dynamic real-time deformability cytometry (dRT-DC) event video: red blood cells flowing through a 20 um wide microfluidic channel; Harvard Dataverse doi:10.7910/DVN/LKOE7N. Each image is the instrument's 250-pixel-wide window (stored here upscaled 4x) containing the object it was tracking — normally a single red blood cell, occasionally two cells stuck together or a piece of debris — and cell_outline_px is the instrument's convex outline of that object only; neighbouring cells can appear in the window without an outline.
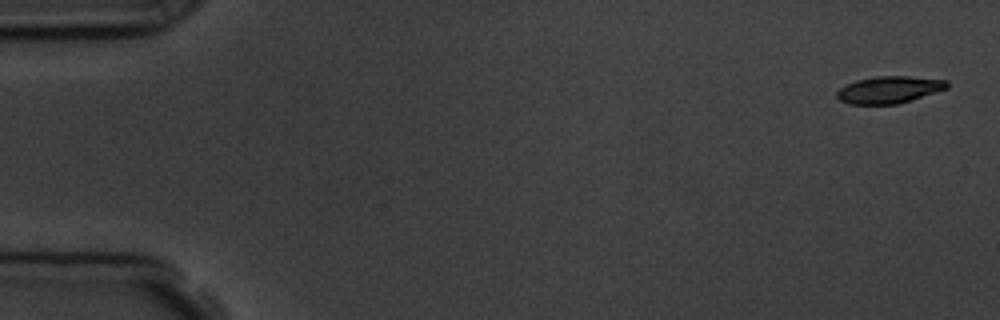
{"species": "common noctule bat (a hibernating species)", "species_latin": "Nyctalus noctula", "temperature_condition": "room temperature", "stored_images_in_passage": 5, "camera_frame_rate_fps": 3000, "um_per_image_px": 0.085, "animal": {"sex": "male", "body_mass_g": 19.5, "forearm_length_mm": 54.6}, "frame": {"image": 1, "passage_image": 1, "time_ms": 0.0, "image_size_px": [1000, 320], "cell_outline_px": [[948, 88], [912, 100], [896, 104], [848, 104], [840, 100], [836, 96], [836, 92], [840, 88], [856, 80], [876, 76], [908, 76], [948, 80]], "centroid_in_image_um": [75.58, 7.62], "position_along_channel_um": 9.4, "area_um2": 17.34}}
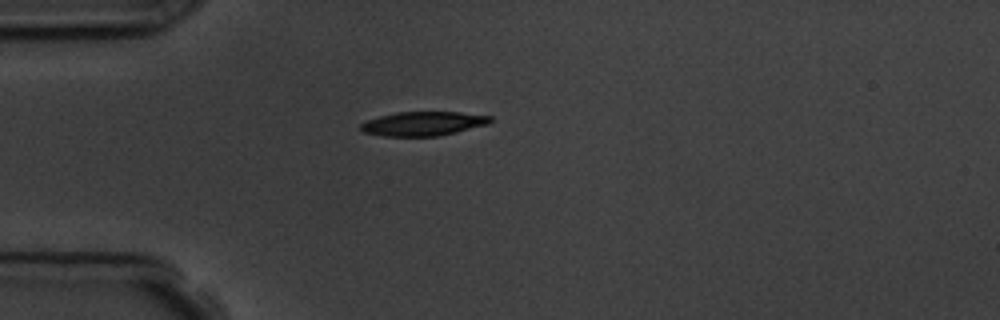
{"frame": {"image": 2, "passage_image": 4, "time_ms": 4.333, "image_size_px": [1000, 320], "cell_outline_px": [[492, 120], [488, 124], [456, 132], [436, 136], [384, 136], [364, 132], [360, 128], [360, 124], [368, 120], [380, 116], [396, 112], [460, 112], [492, 116]], "centroid_in_image_um": [35.98, 10.5], "position_along_channel_um": 49.0, "area_um2": 18.09}}